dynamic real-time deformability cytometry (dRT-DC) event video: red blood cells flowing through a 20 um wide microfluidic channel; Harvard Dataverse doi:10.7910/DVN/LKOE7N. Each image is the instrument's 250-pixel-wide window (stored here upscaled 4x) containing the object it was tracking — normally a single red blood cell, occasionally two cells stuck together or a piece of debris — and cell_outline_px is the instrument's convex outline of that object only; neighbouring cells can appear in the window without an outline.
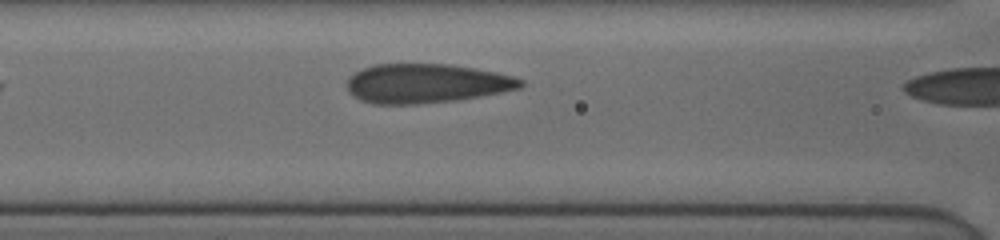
{"species": "human", "species_latin": "Homo sapiens", "temperature_condition": "cold", "stored_images_in_passage": 4, "camera_frame_rate_fps": 3000, "um_per_image_px": 0.085, "donor": {"sex": "female"}, "frame": {"image": 1, "passage_image": 3, "time_ms": 1.0, "image_size_px": [1000, 240], "cell_outline_px": [[524, 84], [520, 88], [500, 92], [476, 96], [448, 100], [416, 104], [376, 104], [360, 100], [348, 92], [348, 76], [364, 68], [376, 64], [448, 64], [472, 68], [512, 76], [524, 80]], "centroid_in_image_um": [36.17, 7.08], "position_along_channel_um": 130.4, "area_um2": 39.02}}